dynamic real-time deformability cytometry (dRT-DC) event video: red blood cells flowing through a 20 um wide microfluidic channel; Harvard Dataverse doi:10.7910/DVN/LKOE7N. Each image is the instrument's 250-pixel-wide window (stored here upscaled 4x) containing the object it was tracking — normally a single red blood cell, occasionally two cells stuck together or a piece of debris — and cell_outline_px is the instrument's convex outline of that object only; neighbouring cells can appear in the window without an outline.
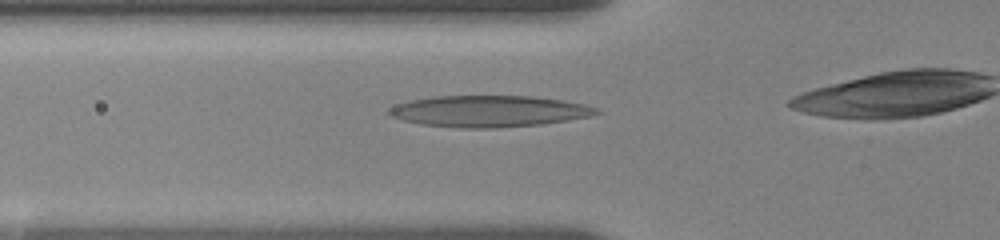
{"species": "human", "species_latin": "Homo sapiens", "temperature_condition": "room temperature", "stored_images_in_passage": 15, "segment_of_instrument_passage": [1, 2], "camera_frame_rate_fps": 3000, "um_per_image_px": 0.085, "donor": {"sex": "female"}, "frame": {"image": 1, "passage_image": 7, "time_ms": 4.333, "image_size_px": [1000, 240], "cell_outline_px": [[600, 112], [592, 116], [540, 124], [496, 128], [460, 128], [420, 124], [388, 116], [388, 108], [396, 104], [412, 100], [436, 96], [528, 96], [564, 100], [584, 104], [596, 108]], "centroid_in_image_um": [41.53, 9.45], "position_along_channel_um": 84.3, "area_um2": 37.86}}
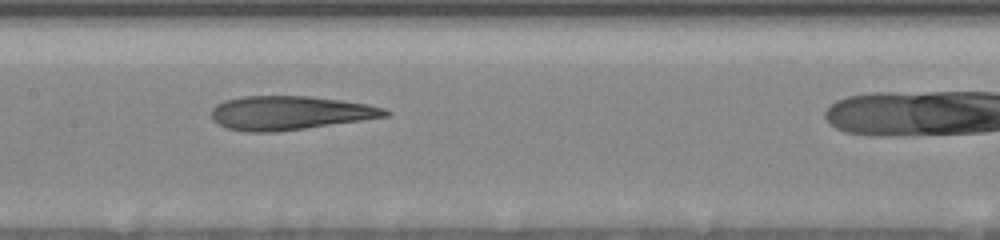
{"frame": {"image": 2, "passage_image": 11, "time_ms": 7.0, "image_size_px": [1000, 240], "cell_outline_px": [[392, 112], [388, 116], [276, 132], [244, 132], [228, 128], [212, 120], [212, 108], [216, 104], [224, 100], [244, 96], [308, 96], [340, 100], [368, 104], [384, 108]], "centroid_in_image_um": [24.61, 9.59], "position_along_channel_um": 182.8, "area_um2": 34.1}}
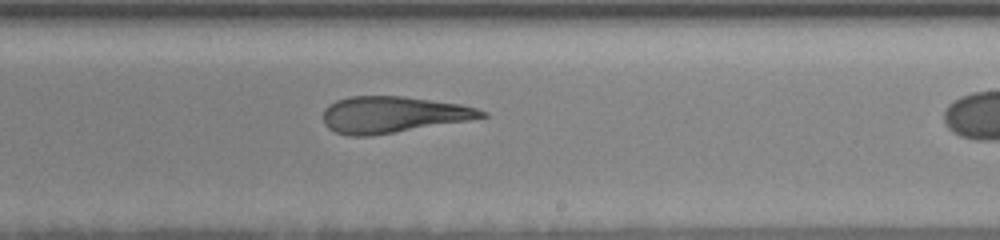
{"frame": {"image": 3, "passage_image": 14, "time_ms": 9.0, "image_size_px": [1000, 240], "cell_outline_px": [[488, 116], [468, 120], [368, 136], [348, 136], [336, 132], [328, 128], [324, 124], [324, 108], [328, 104], [336, 100], [348, 96], [404, 96], [460, 104], [476, 108], [488, 112]], "centroid_in_image_um": [33.35, 9.73], "position_along_channel_um": 255.6, "area_um2": 33.41}}